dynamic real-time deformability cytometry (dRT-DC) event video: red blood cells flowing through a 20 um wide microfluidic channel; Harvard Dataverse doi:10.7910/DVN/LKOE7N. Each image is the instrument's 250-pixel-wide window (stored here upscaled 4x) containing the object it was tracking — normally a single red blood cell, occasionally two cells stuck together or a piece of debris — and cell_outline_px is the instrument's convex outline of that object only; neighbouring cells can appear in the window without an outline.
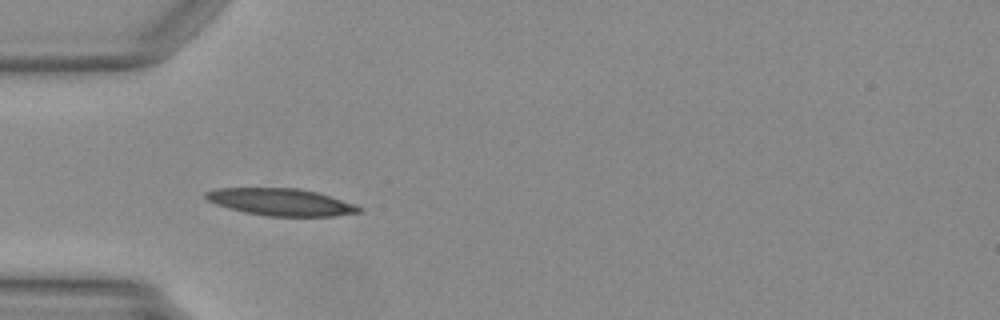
{"species": "Egyptian fruit bat (a non-hibernating species)", "species_latin": "Rousettus aegyptiacus", "temperature_condition": "warm", "stored_images_in_passage": 11, "camera_frame_rate_fps": 3000, "um_per_image_px": 0.085, "animal": {"sex": "female"}, "frame": {"image": 1, "passage_image": 4, "time_ms": 1.0, "image_size_px": [1000, 320], "cell_outline_px": [[364, 212], [332, 216], [268, 216], [244, 212], [228, 208], [216, 204], [208, 200], [204, 196], [204, 192], [216, 188], [296, 188], [316, 192], [364, 208]], "centroid_in_image_um": [23.85, 17.18], "position_along_channel_um": 61.2, "area_um2": 24.04}}